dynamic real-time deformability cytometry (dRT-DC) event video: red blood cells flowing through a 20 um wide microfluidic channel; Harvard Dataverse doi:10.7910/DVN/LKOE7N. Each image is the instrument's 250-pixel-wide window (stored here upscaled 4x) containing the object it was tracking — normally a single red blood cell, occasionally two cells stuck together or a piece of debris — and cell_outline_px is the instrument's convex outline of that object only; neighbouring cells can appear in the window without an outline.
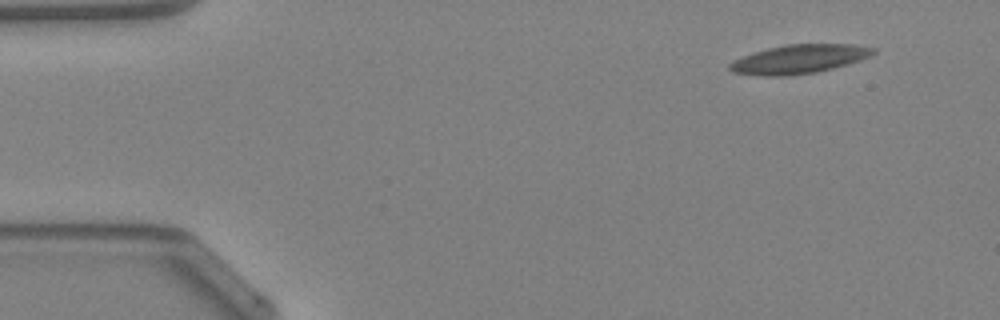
{"species": "Egyptian fruit bat (a non-hibernating species)", "species_latin": "Rousettus aegyptiacus", "temperature_condition": "warm", "stored_images_in_passage": 44, "camera_frame_rate_fps": 3000, "um_per_image_px": 0.085, "animal": {"sex": "female"}, "frame": {"image": 1, "passage_image": 1, "time_ms": 0.0, "image_size_px": [1000, 320], "cell_outline_px": [[876, 52], [860, 60], [832, 68], [816, 72], [784, 76], [768, 76], [732, 72], [728, 68], [728, 64], [744, 56], [768, 48], [784, 44], [852, 44], [876, 48]], "centroid_in_image_um": [67.94, 5.02], "position_along_channel_um": 17.1, "area_um2": 23.81}}
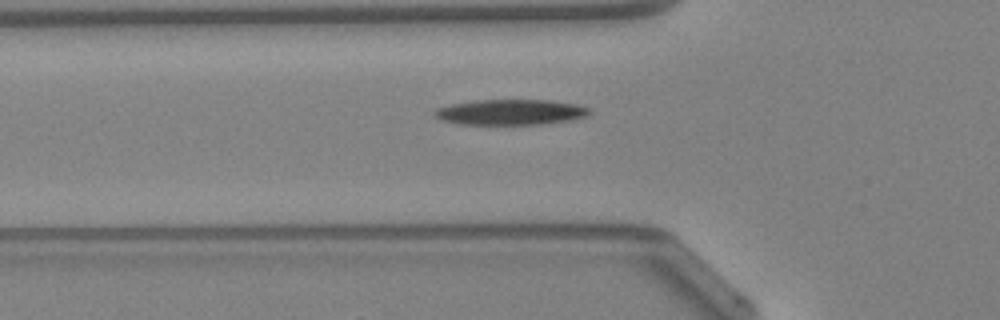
{"frame": {"image": 2, "passage_image": 13, "time_ms": 4.0, "image_size_px": [1000, 320], "cell_outline_px": [[592, 112], [584, 116], [572, 120], [544, 124], [460, 124], [440, 120], [432, 116], [432, 112], [436, 108], [448, 104], [476, 100], [552, 100], [576, 104], [592, 108]], "centroid_in_image_um": [43.37, 9.53], "position_along_channel_um": 82.4, "area_um2": 23.35}}